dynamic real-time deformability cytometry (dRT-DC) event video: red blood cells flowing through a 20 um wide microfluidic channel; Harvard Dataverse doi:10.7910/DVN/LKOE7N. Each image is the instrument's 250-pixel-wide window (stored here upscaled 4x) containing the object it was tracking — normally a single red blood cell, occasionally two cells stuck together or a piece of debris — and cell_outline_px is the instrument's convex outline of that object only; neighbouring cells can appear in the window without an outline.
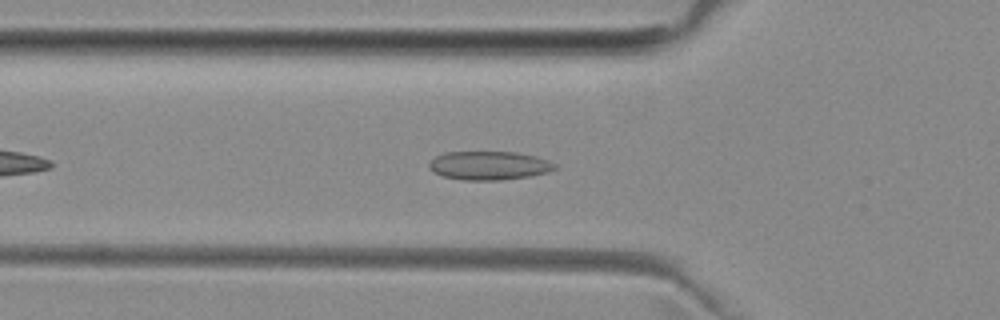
{"species": "common noctule bat (a hibernating species)", "species_latin": "Nyctalus noctula", "temperature_condition": "room temperature", "stored_images_in_passage": 41, "camera_frame_rate_fps": 3000, "um_per_image_px": 0.085, "animal": {"sex": "female", "body_mass_g": 29.2, "forearm_length_mm": 56.3}, "frame": {"image": 1, "passage_image": 7, "time_ms": 2.0, "image_size_px": [1000, 320], "cell_outline_px": [[556, 168], [548, 172], [532, 176], [504, 180], [464, 180], [444, 176], [432, 172], [428, 168], [428, 164], [436, 156], [444, 152], [516, 152], [536, 156], [548, 160], [556, 164]], "centroid_in_image_um": [41.58, 14.07], "position_along_channel_um": 84.2, "area_um2": 21.15}}
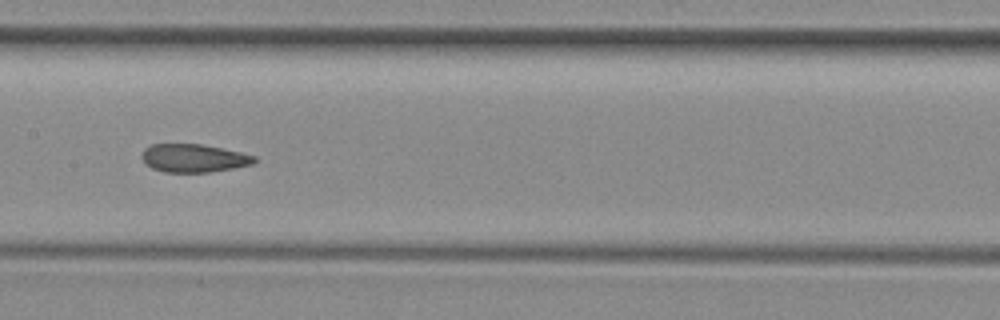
{"frame": {"image": 2, "passage_image": 15, "time_ms": 4.667, "image_size_px": [1000, 320], "cell_outline_px": [[256, 160], [252, 164], [232, 168], [208, 172], [164, 172], [152, 168], [140, 156], [144, 148], [152, 144], [200, 144], [240, 152], [256, 156]], "centroid_in_image_um": [16.44, 13.44], "position_along_channel_um": 191.0, "area_um2": 18.26}}
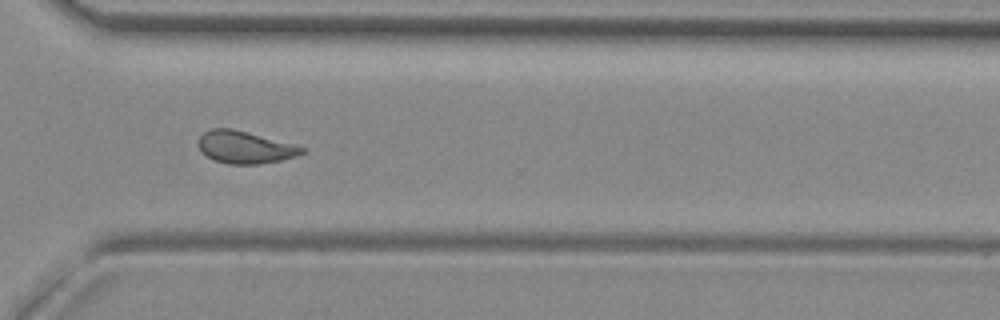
{"frame": {"image": 3, "passage_image": 27, "time_ms": 8.667, "image_size_px": [1000, 320], "cell_outline_px": [[304, 152], [296, 156], [280, 160], [260, 164], [228, 164], [212, 160], [200, 152], [196, 144], [196, 140], [204, 132], [212, 128], [232, 128], [292, 144], [304, 148]], "centroid_in_image_um": [20.71, 12.52], "position_along_channel_um": 349.9, "area_um2": 19.54}, "authors_computed_cell_mechanics": {"area_um2": 19.5942, "velocity_mm_per_s": 3.9738, "shape_relaxation_time_tau1_ms": null, "shape_relaxation_time_tau2_ms": 1.3655, "deformation_change_tau1": null, "deformation_change_tau2": 0.0705}}